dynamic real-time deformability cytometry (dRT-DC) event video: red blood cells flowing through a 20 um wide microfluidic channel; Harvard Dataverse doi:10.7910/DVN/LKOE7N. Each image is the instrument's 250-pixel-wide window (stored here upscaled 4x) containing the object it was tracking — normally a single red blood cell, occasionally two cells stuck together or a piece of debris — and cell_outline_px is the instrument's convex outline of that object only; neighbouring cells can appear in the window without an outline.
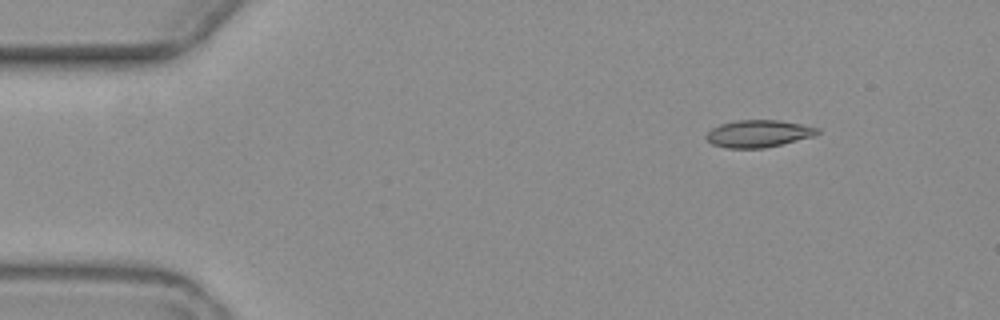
{"species": "common noctule bat (a hibernating species)", "species_latin": "Nyctalus noctula", "temperature_condition": "warm", "stored_images_in_passage": 4, "camera_frame_rate_fps": 3000, "um_per_image_px": 0.085, "animal": {"sex": "female", "body_mass_g": 19.3, "forearm_length_mm": 54.1}, "frame": {"image": 1, "passage_image": 2, "time_ms": 1.333, "image_size_px": [1000, 320], "cell_outline_px": [[820, 132], [816, 136], [764, 148], [728, 148], [712, 144], [704, 136], [712, 128], [720, 124], [736, 120], [780, 120], [820, 128]], "centroid_in_image_um": [64.49, 11.35], "position_along_channel_um": 20.5, "area_um2": 17.69}}
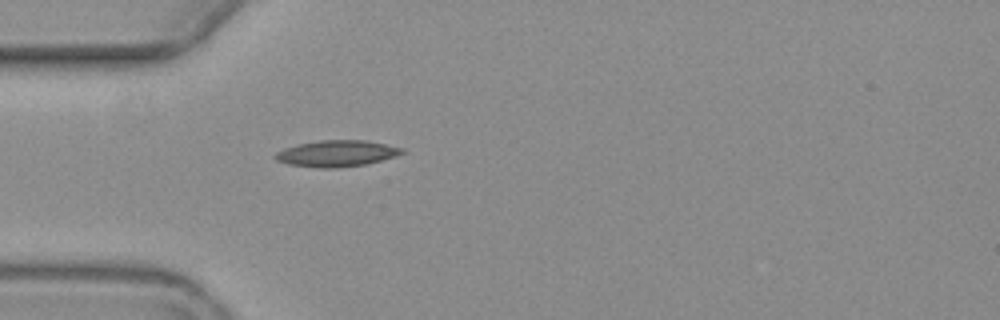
{"frame": {"image": 2, "passage_image": 4, "time_ms": 4.667, "image_size_px": [1000, 320], "cell_outline_px": [[404, 152], [396, 156], [364, 164], [336, 168], [320, 168], [288, 164], [276, 160], [272, 156], [276, 152], [284, 148], [296, 144], [320, 140], [368, 140], [404, 148]], "centroid_in_image_um": [28.59, 13.03], "position_along_channel_um": 56.4, "area_um2": 19.48}}